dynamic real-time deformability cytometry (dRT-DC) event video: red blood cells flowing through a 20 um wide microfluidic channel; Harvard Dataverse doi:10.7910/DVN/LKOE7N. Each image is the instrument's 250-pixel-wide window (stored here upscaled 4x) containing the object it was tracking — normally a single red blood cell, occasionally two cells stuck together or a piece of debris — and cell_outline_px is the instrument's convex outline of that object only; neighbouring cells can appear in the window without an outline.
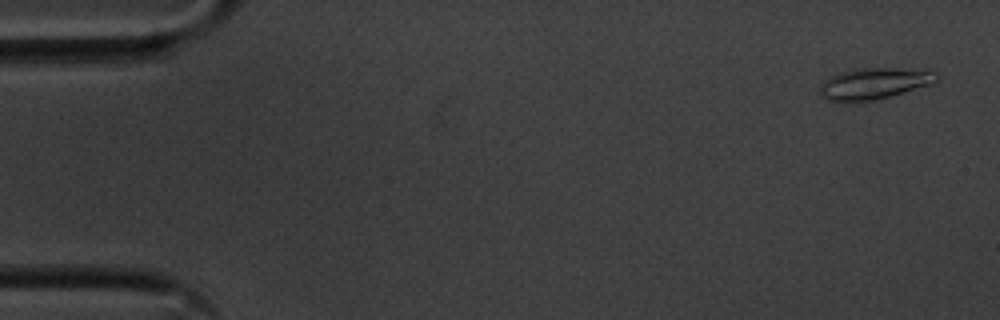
{"species": "common noctule bat (a hibernating species)", "species_latin": "Nyctalus noctula", "temperature_condition": "cold", "stored_images_in_passage": 55, "camera_frame_rate_fps": 3000, "um_per_image_px": 0.085, "animal": {"sex": "male", "body_mass_g": 20.1, "forearm_length_mm": 53.5}, "frame": {"image": 1, "passage_image": 2, "time_ms": 0.333, "image_size_px": [1000, 320], "cell_outline_px": [[940, 80], [932, 84], [876, 100], [848, 104], [828, 100], [820, 92], [820, 84], [828, 76], [840, 72], [860, 68], [892, 68], [932, 72], [940, 76]], "centroid_in_image_um": [74.24, 7.13], "position_along_channel_um": 10.8, "area_um2": 21.5}}
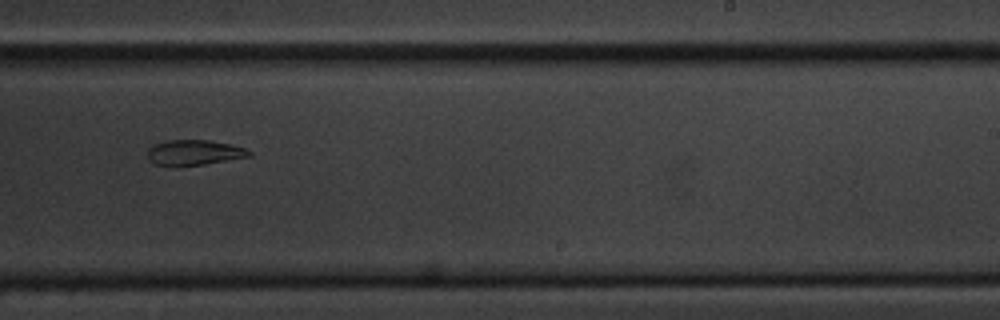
{"frame": {"image": 2, "passage_image": 34, "time_ms": 11.0, "image_size_px": [1000, 320], "cell_outline_px": [[252, 156], [204, 164], [152, 164], [148, 160], [148, 148], [152, 144], [168, 140], [208, 140], [232, 144], [244, 148], [252, 152]], "centroid_in_image_um": [16.51, 12.94], "position_along_channel_um": 272.5, "area_um2": 14.74}}
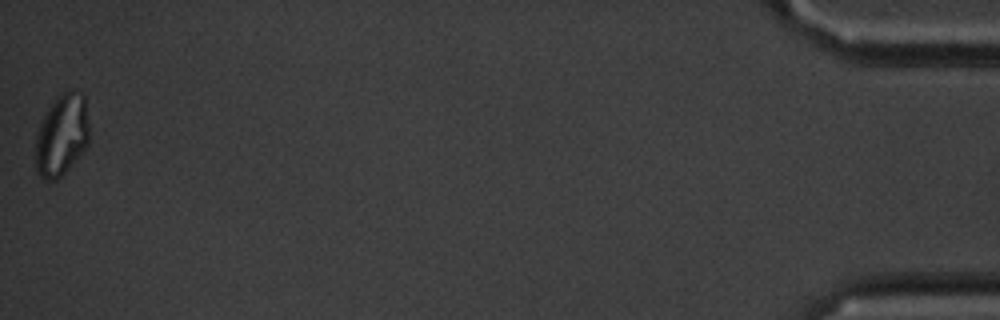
{"frame": {"image": 3, "passage_image": 55, "time_ms": 18.0, "image_size_px": [1000, 320], "cell_outline_px": [[88, 144], [64, 172], [56, 180], [44, 180], [36, 172], [36, 136], [40, 124], [48, 108], [56, 96], [60, 92], [72, 88], [80, 92], [84, 96], [88, 124]], "centroid_in_image_um": [5.24, 11.44], "position_along_channel_um": 430.0, "area_um2": 25.37}, "authors_computed_cell_mechanics": {"area_um2": 17.8602, "velocity_mm_per_s": 3.6011, "shape_relaxation_time_tau1_ms": 10.6021, "shape_relaxation_time_tau2_ms": null, "deformation_change_tau1": 0.2575, "deformation_change_tau2": null}}